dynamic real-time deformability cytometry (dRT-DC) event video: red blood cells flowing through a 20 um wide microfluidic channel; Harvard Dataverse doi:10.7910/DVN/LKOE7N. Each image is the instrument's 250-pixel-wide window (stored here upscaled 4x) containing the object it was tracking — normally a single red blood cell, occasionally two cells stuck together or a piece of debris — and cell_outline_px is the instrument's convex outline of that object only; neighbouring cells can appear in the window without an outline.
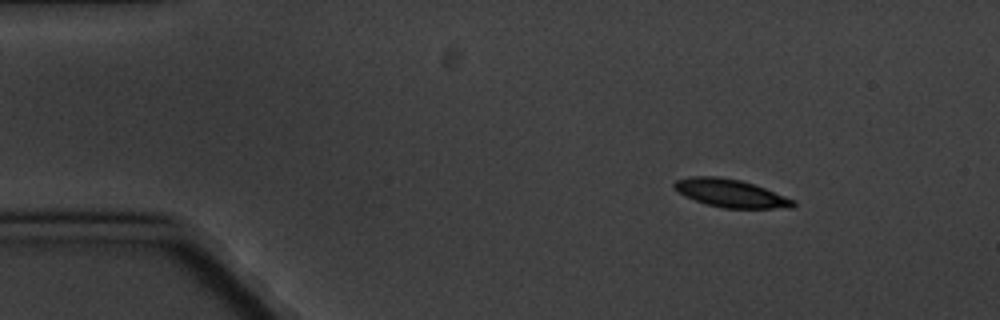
{"species": "common noctule bat (a hibernating species)", "species_latin": "Nyctalus noctula", "temperature_condition": "cold", "stored_images_in_passage": 5, "camera_frame_rate_fps": 3000, "um_per_image_px": 0.085, "animal": {"sex": "male", "body_mass_g": 20.1, "forearm_length_mm": 53.5}, "frame": {"image": 1, "passage_image": 1, "time_ms": 0.0, "image_size_px": [1000, 320], "cell_outline_px": [[796, 204], [792, 208], [724, 208], [708, 204], [684, 196], [672, 184], [676, 180], [692, 176], [716, 176], [740, 180], [764, 188], [796, 200]], "centroid_in_image_um": [62.13, 16.43], "position_along_channel_um": 22.9, "area_um2": 19.13}}
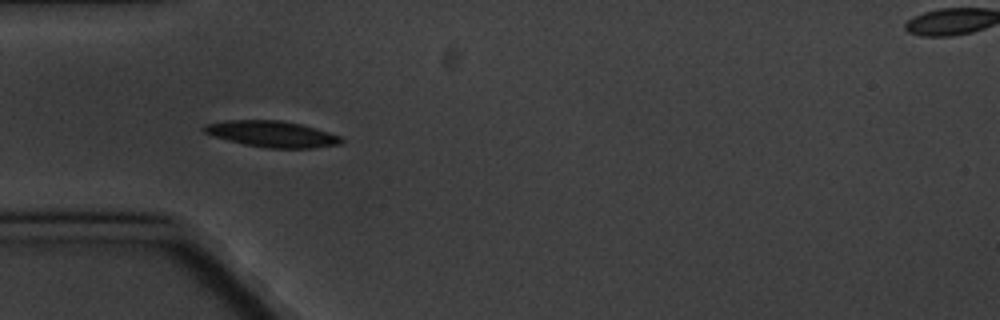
{"frame": {"image": 2, "passage_image": 4, "time_ms": 3.333, "image_size_px": [1000, 320], "cell_outline_px": [[344, 144], [312, 148], [268, 148], [244, 144], [212, 136], [204, 132], [200, 128], [204, 124], [224, 120], [280, 120], [300, 124], [316, 128], [340, 136], [344, 140]], "centroid_in_image_um": [23.1, 11.39], "position_along_channel_um": 61.9, "area_um2": 21.1}}